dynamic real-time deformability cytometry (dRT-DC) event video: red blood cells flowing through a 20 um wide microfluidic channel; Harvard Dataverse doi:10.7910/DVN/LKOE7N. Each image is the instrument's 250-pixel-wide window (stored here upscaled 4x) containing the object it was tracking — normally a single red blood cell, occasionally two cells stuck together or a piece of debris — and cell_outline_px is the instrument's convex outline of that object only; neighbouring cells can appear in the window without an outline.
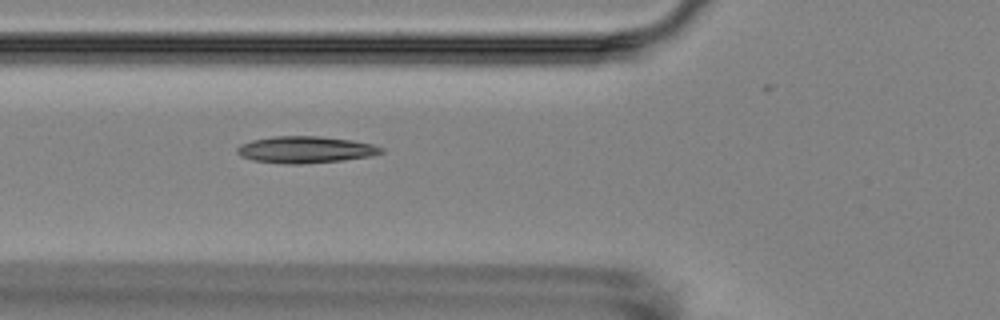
{"species": "Egyptian fruit bat (a non-hibernating species)", "species_latin": "Rousettus aegyptiacus", "temperature_condition": "room temperature", "stored_images_in_passage": 4, "camera_frame_rate_fps": 3000, "um_per_image_px": 0.085, "animal": {"sex": "female"}, "frame": {"image": 1, "passage_image": 4, "time_ms": 4.333, "image_size_px": [1000, 320], "cell_outline_px": [[384, 152], [372, 156], [344, 160], [300, 164], [288, 164], [252, 160], [240, 156], [236, 152], [236, 148], [240, 144], [252, 140], [272, 136], [320, 136], [352, 140], [372, 144], [384, 148]], "centroid_in_image_um": [25.96, 12.72], "position_along_channel_um": 99.8, "area_um2": 22.6}}